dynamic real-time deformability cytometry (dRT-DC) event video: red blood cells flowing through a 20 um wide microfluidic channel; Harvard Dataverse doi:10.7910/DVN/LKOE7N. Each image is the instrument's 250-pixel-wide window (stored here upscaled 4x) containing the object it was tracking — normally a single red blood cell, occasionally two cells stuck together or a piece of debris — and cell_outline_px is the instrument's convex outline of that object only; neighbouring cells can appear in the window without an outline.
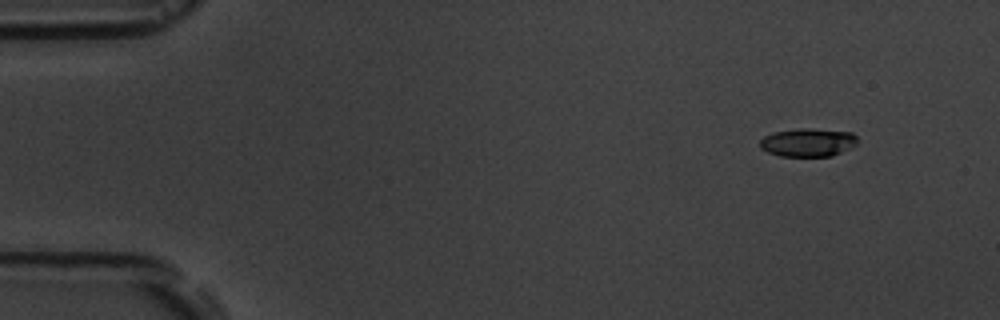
{"species": "common noctule bat (a hibernating species)", "species_latin": "Nyctalus noctula", "temperature_condition": "room temperature", "stored_images_in_passage": 3, "camera_frame_rate_fps": 3000, "um_per_image_px": 0.085, "animal": {"sex": "male", "body_mass_g": 19.5, "forearm_length_mm": 54.6}, "frame": {"image": 1, "passage_image": 1, "time_ms": 0.0, "image_size_px": [1000, 320], "cell_outline_px": [[860, 140], [856, 144], [832, 156], [780, 156], [768, 152], [760, 148], [760, 140], [764, 136], [772, 132], [796, 128], [808, 128], [852, 132]], "centroid_in_image_um": [68.66, 12.09], "position_along_channel_um": 16.3, "area_um2": 16.18}}
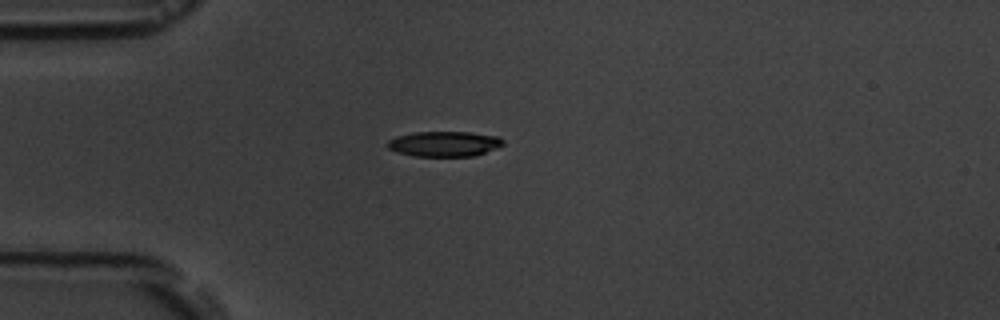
{"frame": {"image": 2, "passage_image": 3, "time_ms": 3.333, "image_size_px": [1000, 320], "cell_outline_px": [[504, 144], [496, 148], [476, 156], [416, 156], [396, 152], [388, 148], [388, 140], [396, 136], [416, 132], [468, 132], [500, 136], [504, 140]], "centroid_in_image_um": [37.79, 12.23], "position_along_channel_um": 47.2, "area_um2": 17.05}}